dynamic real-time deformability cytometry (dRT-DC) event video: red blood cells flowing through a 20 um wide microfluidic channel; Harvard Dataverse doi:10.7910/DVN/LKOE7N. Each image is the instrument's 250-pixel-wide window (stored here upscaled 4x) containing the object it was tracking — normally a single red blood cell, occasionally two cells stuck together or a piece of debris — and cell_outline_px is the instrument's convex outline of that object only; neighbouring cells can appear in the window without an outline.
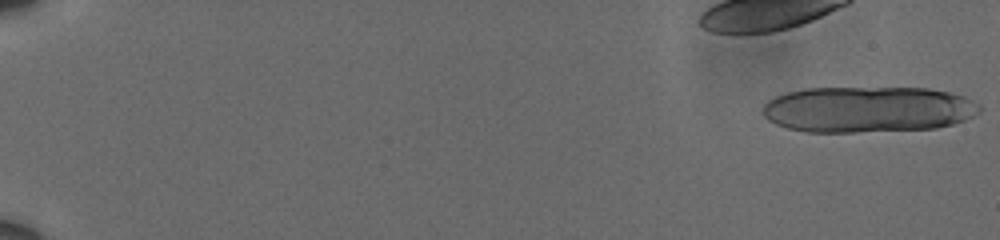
{"species": "human", "species_latin": "Homo sapiens", "temperature_condition": "cold", "stored_images_in_passage": 11, "camera_frame_rate_fps": 3000, "um_per_image_px": 0.085, "donor": {"sex": "male"}, "frame": {"image": 1, "passage_image": 1, "time_ms": 0.0, "image_size_px": [1000, 240], "cell_outline_px": [[980, 112], [964, 120], [952, 124], [936, 128], [856, 132], [804, 132], [788, 128], [776, 124], [768, 120], [764, 116], [764, 104], [768, 100], [776, 96], [788, 92], [804, 88], [928, 88], [948, 92], [964, 96], [980, 104]], "centroid_in_image_um": [73.77, 9.3], "position_along_channel_um": 11.2, "area_um2": 58.26}}